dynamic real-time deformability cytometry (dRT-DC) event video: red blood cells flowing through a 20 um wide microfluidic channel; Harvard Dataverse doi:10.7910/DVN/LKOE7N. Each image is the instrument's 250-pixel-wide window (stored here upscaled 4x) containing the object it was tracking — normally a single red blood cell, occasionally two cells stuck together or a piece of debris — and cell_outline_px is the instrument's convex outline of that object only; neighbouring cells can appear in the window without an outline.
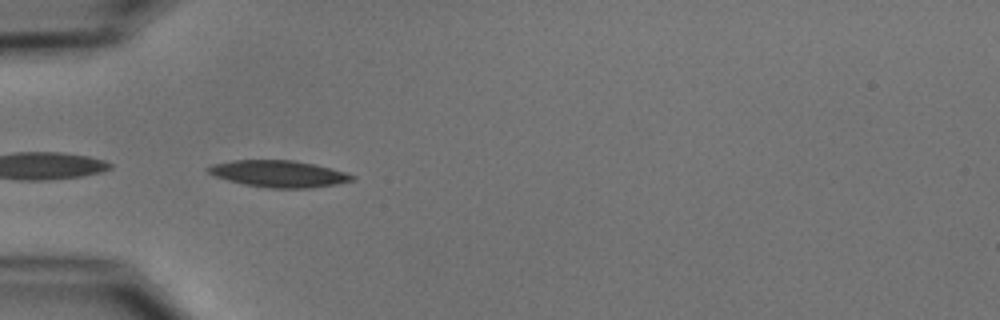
{"species": "common noctule bat (a hibernating species)", "species_latin": "Nyctalus noctula", "temperature_condition": "cold", "stored_images_in_passage": 4, "camera_frame_rate_fps": 3000, "um_per_image_px": 0.085, "animal": {"sex": "male", "body_mass_g": 15.6}, "frame": {"image": 1, "passage_image": 1, "time_ms": 0.0, "image_size_px": [1000, 320], "cell_outline_px": [[356, 176], [352, 180], [336, 184], [308, 188], [268, 188], [244, 184], [228, 180], [216, 176], [208, 172], [204, 168], [212, 164], [232, 160], [292, 160], [312, 164], [344, 172]], "centroid_in_image_um": [23.63, 14.77], "position_along_channel_um": 61.4, "area_um2": 22.14}}